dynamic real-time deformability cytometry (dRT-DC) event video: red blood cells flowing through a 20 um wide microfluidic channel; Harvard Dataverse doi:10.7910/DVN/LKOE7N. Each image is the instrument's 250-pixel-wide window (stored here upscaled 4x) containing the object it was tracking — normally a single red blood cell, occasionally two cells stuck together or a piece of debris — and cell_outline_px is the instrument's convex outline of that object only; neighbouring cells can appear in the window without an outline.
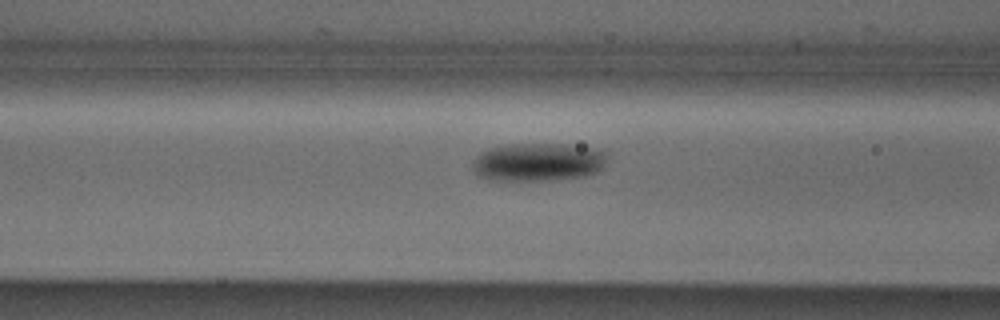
{"species": "Egyptian fruit bat (a non-hibernating species)", "species_latin": "Rousettus aegyptiacus", "temperature_condition": "cold", "stored_images_in_passage": 7, "camera_frame_rate_fps": 3000, "um_per_image_px": 0.085, "animal": {"sex": "male"}, "frame": {"image": 1, "passage_image": 6, "time_ms": 1.667, "image_size_px": [1000, 320], "cell_outline_px": [[608, 156], [604, 168], [596, 172], [584, 176], [556, 180], [488, 180], [480, 176], [472, 168], [472, 164], [476, 156], [488, 148], [508, 144], [564, 144], [588, 148], [608, 152]], "centroid_in_image_um": [45.75, 13.78], "position_along_channel_um": 120.9, "area_um2": 30.11}}